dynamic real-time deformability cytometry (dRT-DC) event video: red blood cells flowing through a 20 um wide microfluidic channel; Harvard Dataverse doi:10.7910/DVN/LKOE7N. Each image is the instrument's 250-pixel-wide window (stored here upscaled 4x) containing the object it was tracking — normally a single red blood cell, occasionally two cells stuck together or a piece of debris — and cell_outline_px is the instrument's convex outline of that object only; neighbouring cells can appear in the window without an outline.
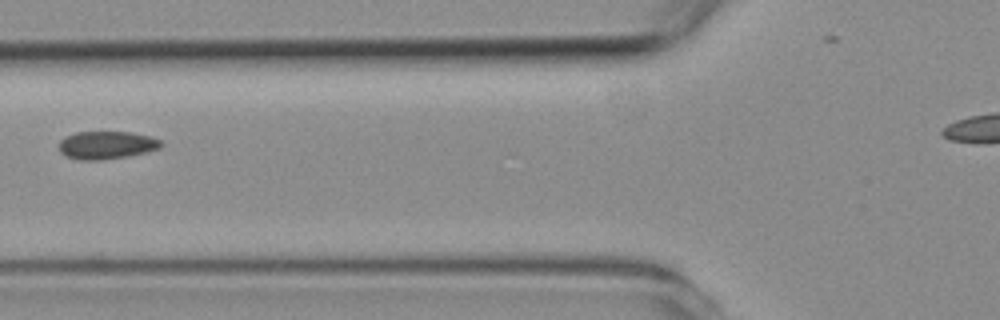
{"species": "common noctule bat (a hibernating species)", "species_latin": "Nyctalus noctula", "temperature_condition": "room temperature", "stored_images_in_passage": 7, "segment_of_instrument_passage": [1, 2], "camera_frame_rate_fps": 3000, "um_per_image_px": 0.085, "animal": {"sex": "female", "body_mass_g": 19.3, "forearm_length_mm": 54.1}, "frame": {"image": 1, "passage_image": 6, "time_ms": 5.667, "image_size_px": [1000, 320], "cell_outline_px": [[164, 144], [160, 148], [148, 152], [128, 156], [100, 160], [80, 160], [68, 156], [60, 152], [60, 140], [76, 132], [132, 132], [152, 136], [160, 140]], "centroid_in_image_um": [9.12, 12.33], "position_along_channel_um": 116.7, "area_um2": 16.59}}